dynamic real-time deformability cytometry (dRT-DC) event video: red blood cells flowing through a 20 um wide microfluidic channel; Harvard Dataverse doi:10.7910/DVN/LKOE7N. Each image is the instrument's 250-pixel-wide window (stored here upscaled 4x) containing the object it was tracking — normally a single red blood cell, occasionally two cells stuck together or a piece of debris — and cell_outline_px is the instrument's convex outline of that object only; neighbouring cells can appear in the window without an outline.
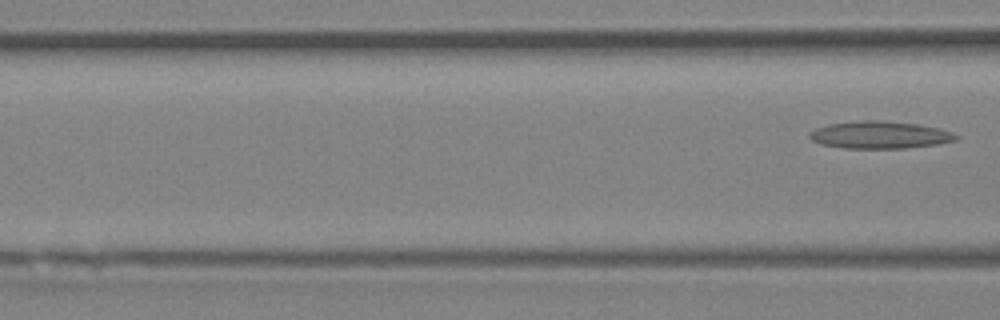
{"species": "Egyptian fruit bat (a non-hibernating species)", "species_latin": "Rousettus aegyptiacus", "temperature_condition": "room temperature", "stored_images_in_passage": 7, "segment_of_instrument_passage": [2, 2], "camera_frame_rate_fps": 3000, "um_per_image_px": 0.085, "animal": {"sex": "female"}, "frame": {"image": 1, "passage_image": 7, "time_ms": 8.0, "image_size_px": [1000, 320], "cell_outline_px": [[960, 136], [956, 140], [936, 144], [904, 148], [844, 148], [820, 144], [812, 140], [808, 136], [808, 132], [816, 128], [828, 124], [864, 120], [872, 120], [920, 124], [952, 132]], "centroid_in_image_um": [74.75, 11.47], "position_along_channel_um": 91.9, "area_um2": 23.18}}